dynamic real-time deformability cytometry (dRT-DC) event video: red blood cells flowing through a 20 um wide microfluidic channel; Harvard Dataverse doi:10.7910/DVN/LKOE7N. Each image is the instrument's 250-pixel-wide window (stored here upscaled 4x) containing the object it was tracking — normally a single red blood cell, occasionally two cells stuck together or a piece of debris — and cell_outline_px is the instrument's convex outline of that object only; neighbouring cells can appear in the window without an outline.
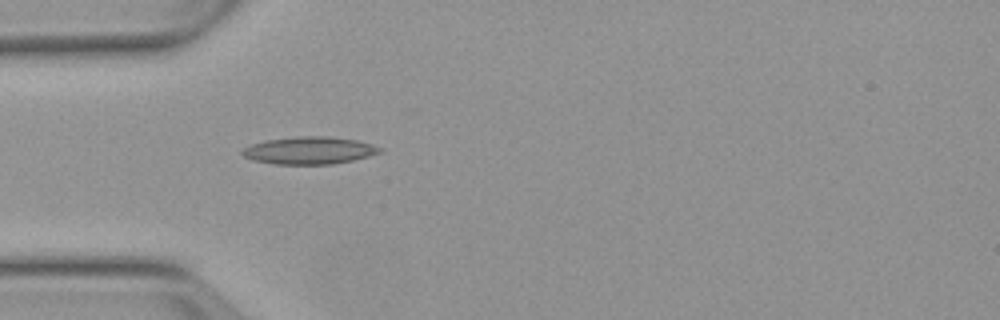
{"species": "Egyptian fruit bat (a non-hibernating species)", "species_latin": "Rousettus aegyptiacus", "temperature_condition": "warm", "stored_images_in_passage": 1, "camera_frame_rate_fps": 3000, "um_per_image_px": 0.085, "animal": {"sex": "female"}, "frame": {"image": 1, "passage_image": 1, "time_ms": 0.0, "image_size_px": [1000, 320], "cell_outline_px": [[384, 152], [352, 160], [332, 164], [272, 164], [252, 160], [244, 156], [240, 152], [244, 148], [252, 144], [264, 140], [296, 136], [328, 136], [356, 140], [372, 144], [380, 148]], "centroid_in_image_um": [26.27, 12.78], "position_along_channel_um": 58.7, "area_um2": 22.02}}